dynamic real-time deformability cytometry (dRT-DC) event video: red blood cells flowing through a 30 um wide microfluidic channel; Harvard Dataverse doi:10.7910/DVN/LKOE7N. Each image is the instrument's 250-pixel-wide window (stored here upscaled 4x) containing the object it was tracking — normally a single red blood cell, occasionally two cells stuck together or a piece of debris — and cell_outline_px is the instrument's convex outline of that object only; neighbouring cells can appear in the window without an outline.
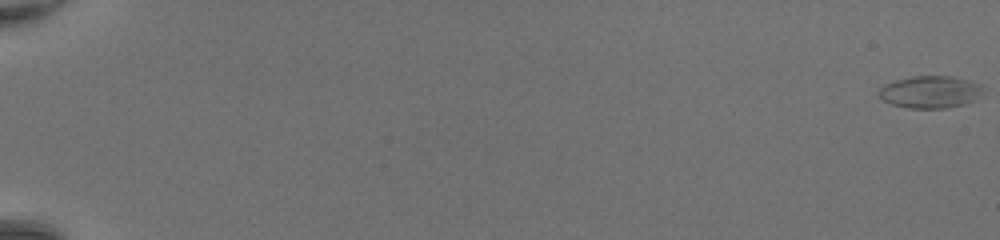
{"species": "common noctule bat (a hibernating species)", "species_latin": "Nyctalus noctula", "temperature_condition": "room temperature", "stored_images_in_passage": 51, "camera_frame_rate_fps": 3000, "um_per_image_px": 0.085, "animal": {"sex": "female", "body_mass_g": 20.0, "forearm_length_mm": 54.0}, "frame": {"image": 1, "passage_image": 1, "time_ms": 0.0, "image_size_px": [1000, 240], "cell_outline_px": [[984, 96], [964, 104], [948, 108], [908, 108], [892, 104], [884, 100], [876, 92], [884, 84], [896, 80], [912, 76], [952, 76], [968, 80], [980, 84], [984, 88]], "centroid_in_image_um": [79.11, 7.81], "position_along_channel_um": 5.9, "area_um2": 19.83}}
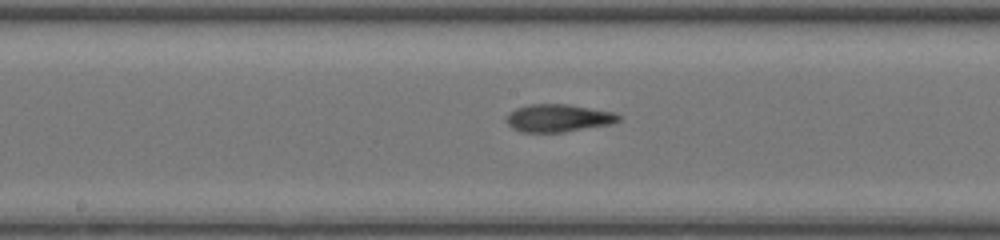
{"frame": {"image": 2, "passage_image": 30, "time_ms": 9.667, "image_size_px": [1000, 240], "cell_outline_px": [[620, 120], [612, 124], [564, 132], [520, 132], [512, 128], [504, 120], [504, 116], [516, 108], [528, 104], [568, 104], [616, 112], [620, 116]], "centroid_in_image_um": [47.43, 10.03], "position_along_channel_um": 200.8, "area_um2": 18.38}}
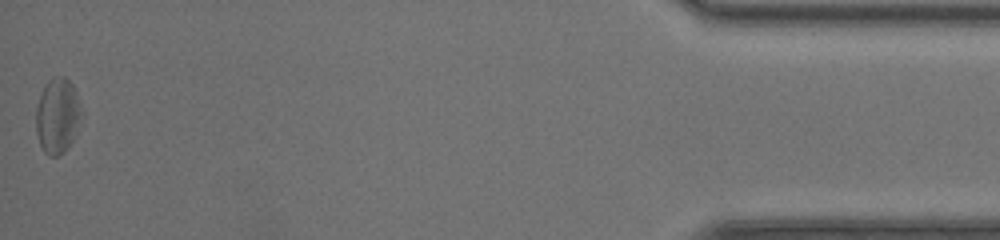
{"frame": {"image": 3, "passage_image": 51, "time_ms": 16.667, "image_size_px": [1000, 240], "cell_outline_px": [[84, 112], [72, 140], [68, 148], [60, 156], [48, 156], [44, 152], [40, 144], [36, 132], [36, 108], [40, 96], [48, 80], [52, 76], [64, 76], [72, 84], [76, 92]], "centroid_in_image_um": [4.9, 9.84], "position_along_channel_um": 430.3, "area_um2": 20.17}, "authors_computed_cell_mechanics": {"area_um2": 18.496, "velocity_mm_per_s": 4.3915, "shape_relaxation_time_tau1_ms": null, "shape_relaxation_time_tau2_ms": 3.754, "deformation_change_tau1": null, "deformation_change_tau2": 0.1407}}